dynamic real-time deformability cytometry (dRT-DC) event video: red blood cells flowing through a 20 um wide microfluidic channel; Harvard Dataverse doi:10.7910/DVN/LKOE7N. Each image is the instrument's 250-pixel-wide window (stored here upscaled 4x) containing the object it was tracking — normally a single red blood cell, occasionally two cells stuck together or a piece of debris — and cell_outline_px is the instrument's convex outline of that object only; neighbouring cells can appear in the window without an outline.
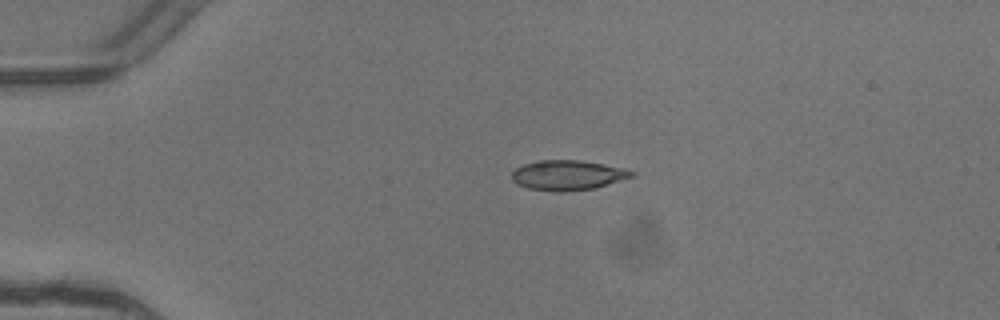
{"species": "common noctule bat (a hibernating species)", "species_latin": "Nyctalus noctula", "temperature_condition": "warm", "stored_images_in_passage": 3, "camera_frame_rate_fps": 3000, "um_per_image_px": 0.085, "animal": {"sex": "female"}, "frame": {"image": 1, "passage_image": 1, "time_ms": 0.0, "image_size_px": [1000, 320], "cell_outline_px": [[636, 172], [632, 176], [592, 188], [560, 192], [528, 188], [516, 184], [512, 180], [512, 172], [516, 168], [524, 164], [540, 160], [580, 160], [624, 168]], "centroid_in_image_um": [48.2, 14.88], "position_along_channel_um": 36.8, "area_um2": 20.52}}